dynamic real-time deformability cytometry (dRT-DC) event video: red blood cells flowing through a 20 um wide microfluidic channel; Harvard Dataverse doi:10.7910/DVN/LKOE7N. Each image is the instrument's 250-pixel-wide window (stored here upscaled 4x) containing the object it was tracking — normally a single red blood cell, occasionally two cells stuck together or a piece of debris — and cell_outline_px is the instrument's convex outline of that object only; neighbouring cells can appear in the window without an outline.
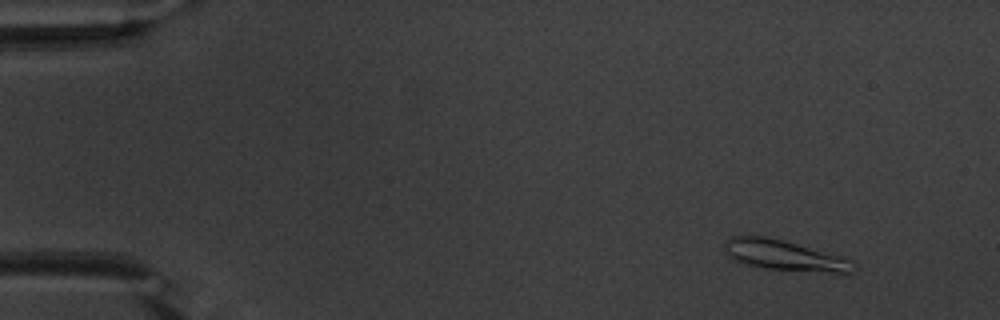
{"species": "common noctule bat (a hibernating species)", "species_latin": "Nyctalus noctula", "temperature_condition": "warm", "stored_images_in_passage": 49, "camera_frame_rate_fps": 3000, "um_per_image_px": 0.085, "animal": {"sex": "male", "body_mass_g": 20.1, "forearm_length_mm": 53.5}, "frame": {"image": 1, "passage_image": 1, "time_ms": 0.0, "image_size_px": [1000, 320], "cell_outline_px": [[856, 268], [848, 276], [844, 276], [764, 268], [744, 264], [732, 260], [728, 256], [724, 248], [724, 240], [732, 236], [768, 236], [840, 256], [856, 264]], "centroid_in_image_um": [66.74, 21.76], "position_along_channel_um": 18.3, "area_um2": 23.64}}
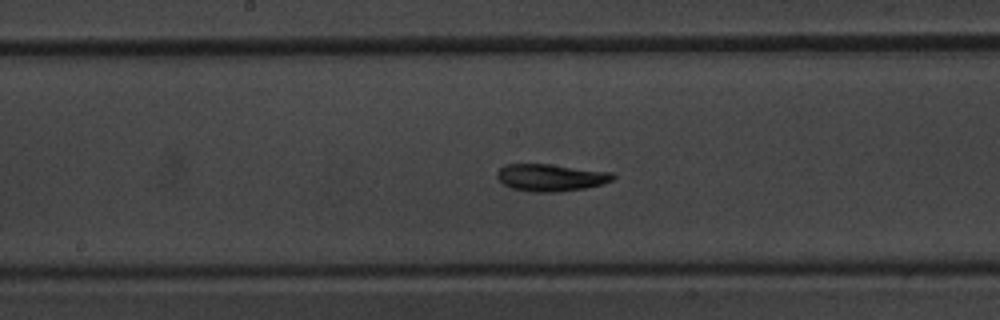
{"frame": {"image": 2, "passage_image": 24, "time_ms": 7.667, "image_size_px": [1000, 320], "cell_outline_px": [[616, 176], [612, 180], [600, 184], [584, 188], [556, 192], [532, 192], [512, 188], [504, 184], [496, 176], [496, 172], [504, 164], [548, 164], [612, 172]], "centroid_in_image_um": [46.79, 15.08], "position_along_channel_um": 201.4, "area_um2": 18.21}}
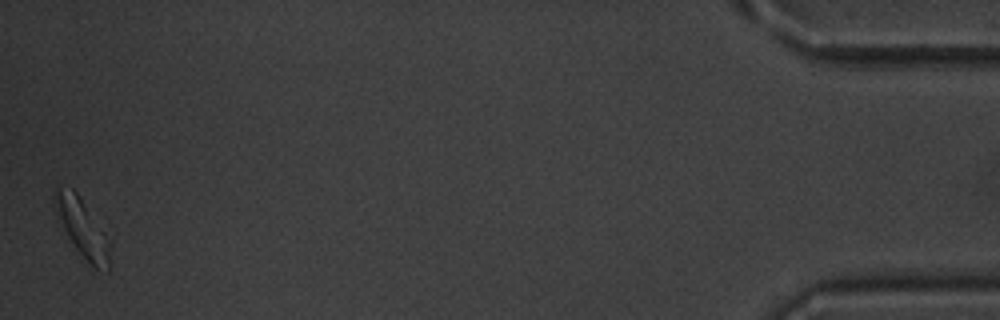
{"frame": {"image": 3, "passage_image": 49, "time_ms": 16.0, "image_size_px": [1000, 320], "cell_outline_px": [[112, 244], [108, 272], [88, 268], [68, 236], [64, 228], [52, 200], [52, 196], [56, 188], [60, 184], [72, 188], [80, 196], [112, 240]], "centroid_in_image_um": [7.06, 19.43], "position_along_channel_um": 428.1, "area_um2": 19.59}, "authors_computed_cell_mechanics": {"area_um2": 17.7446, "velocity_mm_per_s": 3.7631, "shape_relaxation_time_tau1_ms": 2.6631, "shape_relaxation_time_tau2_ms": 3.4043, "deformation_change_tau1": 0.137, "deformation_change_tau2": 0.1187}}